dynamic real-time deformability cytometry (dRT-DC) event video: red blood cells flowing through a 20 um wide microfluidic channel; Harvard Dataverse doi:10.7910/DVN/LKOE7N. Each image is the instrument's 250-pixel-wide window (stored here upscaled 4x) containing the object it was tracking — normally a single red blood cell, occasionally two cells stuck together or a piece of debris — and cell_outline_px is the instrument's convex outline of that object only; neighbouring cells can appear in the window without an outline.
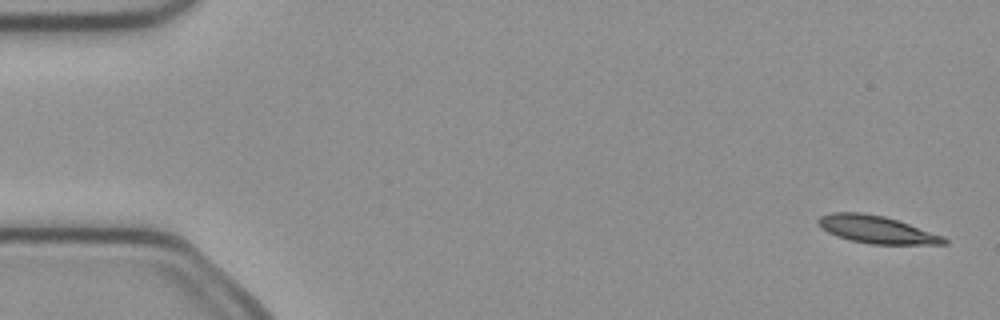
{"species": "common noctule bat (a hibernating species)", "species_latin": "Nyctalus noctula", "temperature_condition": "cold", "stored_images_in_passage": 7, "camera_frame_rate_fps": 3000, "um_per_image_px": 0.085, "animal": {"sex": "female", "body_mass_g": 21.9}, "frame": {"image": 1, "passage_image": 1, "time_ms": 0.0, "image_size_px": [1000, 320], "cell_outline_px": [[948, 244], [872, 244], [852, 240], [828, 232], [820, 228], [816, 220], [820, 216], [832, 212], [864, 212], [884, 216], [944, 236], [948, 240]], "centroid_in_image_um": [74.5, 19.5], "position_along_channel_um": 10.5, "area_um2": 20.0}}
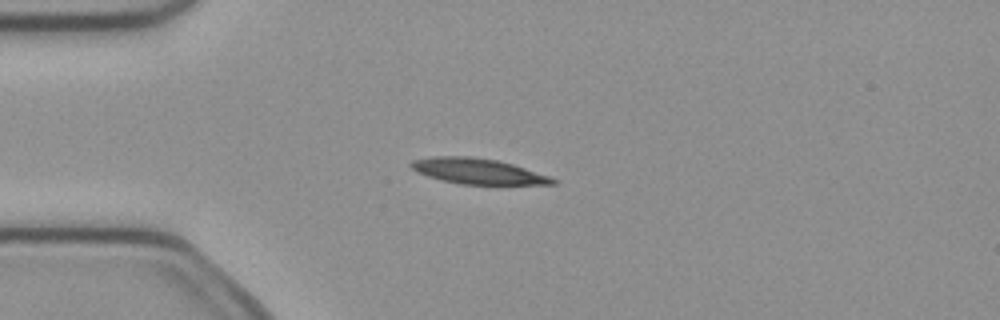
{"frame": {"image": 2, "passage_image": 4, "time_ms": 1.0, "image_size_px": [1000, 320], "cell_outline_px": [[556, 184], [460, 184], [428, 176], [416, 172], [408, 164], [412, 160], [432, 156], [472, 156], [496, 160], [512, 164], [548, 176], [556, 180]], "centroid_in_image_um": [40.55, 14.54], "position_along_channel_um": 44.5, "area_um2": 20.81}}
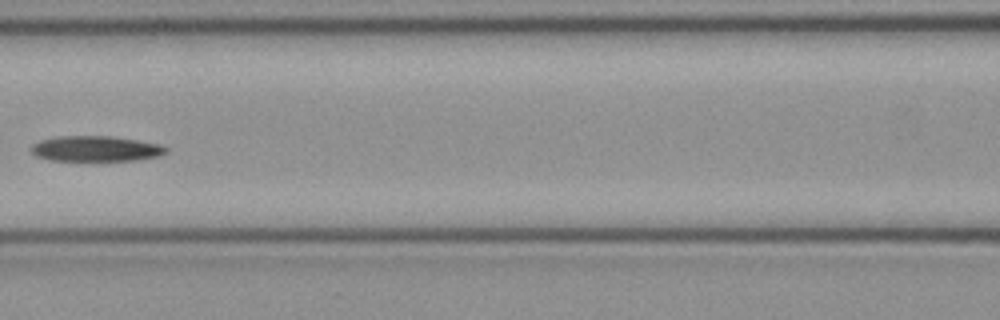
{"frame": {"image": 3, "passage_image": 7, "time_ms": 2.0, "image_size_px": [1000, 320], "cell_outline_px": [[168, 152], [160, 156], [136, 160], [48, 160], [36, 156], [32, 152], [32, 144], [40, 140], [56, 136], [112, 136], [160, 144], [168, 148]], "centroid_in_image_um": [8.15, 12.63], "position_along_channel_um": 158.4, "area_um2": 20.0}}